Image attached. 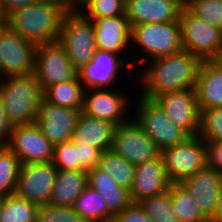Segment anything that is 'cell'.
Listing matches in <instances>:
<instances>
[{"label": "cell", "instance_id": "obj_46", "mask_svg": "<svg viewBox=\"0 0 222 222\" xmlns=\"http://www.w3.org/2000/svg\"><path fill=\"white\" fill-rule=\"evenodd\" d=\"M5 23V17L3 16L1 10H0V25Z\"/></svg>", "mask_w": 222, "mask_h": 222}, {"label": "cell", "instance_id": "obj_20", "mask_svg": "<svg viewBox=\"0 0 222 222\" xmlns=\"http://www.w3.org/2000/svg\"><path fill=\"white\" fill-rule=\"evenodd\" d=\"M89 19L94 27L96 48L120 54L124 58L122 53L131 45V27L126 15Z\"/></svg>", "mask_w": 222, "mask_h": 222}, {"label": "cell", "instance_id": "obj_43", "mask_svg": "<svg viewBox=\"0 0 222 222\" xmlns=\"http://www.w3.org/2000/svg\"><path fill=\"white\" fill-rule=\"evenodd\" d=\"M210 222H222V182L219 189L217 209L214 216L210 219Z\"/></svg>", "mask_w": 222, "mask_h": 222}, {"label": "cell", "instance_id": "obj_47", "mask_svg": "<svg viewBox=\"0 0 222 222\" xmlns=\"http://www.w3.org/2000/svg\"><path fill=\"white\" fill-rule=\"evenodd\" d=\"M30 222H41V220L39 219V217L38 216H36L32 221H30Z\"/></svg>", "mask_w": 222, "mask_h": 222}, {"label": "cell", "instance_id": "obj_22", "mask_svg": "<svg viewBox=\"0 0 222 222\" xmlns=\"http://www.w3.org/2000/svg\"><path fill=\"white\" fill-rule=\"evenodd\" d=\"M116 125L110 121L86 115L80 111L72 141L76 145L99 148L102 152L112 147Z\"/></svg>", "mask_w": 222, "mask_h": 222}, {"label": "cell", "instance_id": "obj_27", "mask_svg": "<svg viewBox=\"0 0 222 222\" xmlns=\"http://www.w3.org/2000/svg\"><path fill=\"white\" fill-rule=\"evenodd\" d=\"M85 88L78 76L74 80L50 85L43 90V99L54 105L81 111Z\"/></svg>", "mask_w": 222, "mask_h": 222}, {"label": "cell", "instance_id": "obj_21", "mask_svg": "<svg viewBox=\"0 0 222 222\" xmlns=\"http://www.w3.org/2000/svg\"><path fill=\"white\" fill-rule=\"evenodd\" d=\"M164 162L161 155L135 166V177L129 192L131 202L138 203L142 199L156 196L168 190Z\"/></svg>", "mask_w": 222, "mask_h": 222}, {"label": "cell", "instance_id": "obj_13", "mask_svg": "<svg viewBox=\"0 0 222 222\" xmlns=\"http://www.w3.org/2000/svg\"><path fill=\"white\" fill-rule=\"evenodd\" d=\"M111 150L135 165L160 155L153 140L143 132L133 118L125 124L116 126Z\"/></svg>", "mask_w": 222, "mask_h": 222}, {"label": "cell", "instance_id": "obj_25", "mask_svg": "<svg viewBox=\"0 0 222 222\" xmlns=\"http://www.w3.org/2000/svg\"><path fill=\"white\" fill-rule=\"evenodd\" d=\"M88 185L103 196L107 209L113 216L132 203L129 191L118 186L111 176L98 167L88 171Z\"/></svg>", "mask_w": 222, "mask_h": 222}, {"label": "cell", "instance_id": "obj_8", "mask_svg": "<svg viewBox=\"0 0 222 222\" xmlns=\"http://www.w3.org/2000/svg\"><path fill=\"white\" fill-rule=\"evenodd\" d=\"M137 100H139L138 109L133 120L153 140L160 152L189 137L184 130L169 119V116L154 100L146 99L140 95Z\"/></svg>", "mask_w": 222, "mask_h": 222}, {"label": "cell", "instance_id": "obj_9", "mask_svg": "<svg viewBox=\"0 0 222 222\" xmlns=\"http://www.w3.org/2000/svg\"><path fill=\"white\" fill-rule=\"evenodd\" d=\"M33 75L42 90L74 80L78 71L69 62L65 47L57 41L36 46Z\"/></svg>", "mask_w": 222, "mask_h": 222}, {"label": "cell", "instance_id": "obj_24", "mask_svg": "<svg viewBox=\"0 0 222 222\" xmlns=\"http://www.w3.org/2000/svg\"><path fill=\"white\" fill-rule=\"evenodd\" d=\"M87 185V171L58 170L48 204L61 207H73L75 200Z\"/></svg>", "mask_w": 222, "mask_h": 222}, {"label": "cell", "instance_id": "obj_2", "mask_svg": "<svg viewBox=\"0 0 222 222\" xmlns=\"http://www.w3.org/2000/svg\"><path fill=\"white\" fill-rule=\"evenodd\" d=\"M70 8L68 0H39L14 9L5 23L24 40L46 44L59 39L63 16Z\"/></svg>", "mask_w": 222, "mask_h": 222}, {"label": "cell", "instance_id": "obj_31", "mask_svg": "<svg viewBox=\"0 0 222 222\" xmlns=\"http://www.w3.org/2000/svg\"><path fill=\"white\" fill-rule=\"evenodd\" d=\"M20 167L18 157L7 146L0 147V198L15 194Z\"/></svg>", "mask_w": 222, "mask_h": 222}, {"label": "cell", "instance_id": "obj_41", "mask_svg": "<svg viewBox=\"0 0 222 222\" xmlns=\"http://www.w3.org/2000/svg\"><path fill=\"white\" fill-rule=\"evenodd\" d=\"M208 165L222 174V142L207 144Z\"/></svg>", "mask_w": 222, "mask_h": 222}, {"label": "cell", "instance_id": "obj_17", "mask_svg": "<svg viewBox=\"0 0 222 222\" xmlns=\"http://www.w3.org/2000/svg\"><path fill=\"white\" fill-rule=\"evenodd\" d=\"M129 102L131 103L128 96H124L119 91H112L108 88L88 89L84 93L81 112L92 117L110 121L118 126L130 121V117L126 119L125 114L130 109L128 107L130 106Z\"/></svg>", "mask_w": 222, "mask_h": 222}, {"label": "cell", "instance_id": "obj_45", "mask_svg": "<svg viewBox=\"0 0 222 222\" xmlns=\"http://www.w3.org/2000/svg\"><path fill=\"white\" fill-rule=\"evenodd\" d=\"M215 61L222 66V50L219 53L218 57L215 59Z\"/></svg>", "mask_w": 222, "mask_h": 222}, {"label": "cell", "instance_id": "obj_42", "mask_svg": "<svg viewBox=\"0 0 222 222\" xmlns=\"http://www.w3.org/2000/svg\"><path fill=\"white\" fill-rule=\"evenodd\" d=\"M39 0H0V10L4 17H6L14 9L27 6Z\"/></svg>", "mask_w": 222, "mask_h": 222}, {"label": "cell", "instance_id": "obj_23", "mask_svg": "<svg viewBox=\"0 0 222 222\" xmlns=\"http://www.w3.org/2000/svg\"><path fill=\"white\" fill-rule=\"evenodd\" d=\"M199 110L222 107V66L203 60L195 85Z\"/></svg>", "mask_w": 222, "mask_h": 222}, {"label": "cell", "instance_id": "obj_4", "mask_svg": "<svg viewBox=\"0 0 222 222\" xmlns=\"http://www.w3.org/2000/svg\"><path fill=\"white\" fill-rule=\"evenodd\" d=\"M58 40L77 71L92 60L97 50L92 21L74 7L63 16Z\"/></svg>", "mask_w": 222, "mask_h": 222}, {"label": "cell", "instance_id": "obj_32", "mask_svg": "<svg viewBox=\"0 0 222 222\" xmlns=\"http://www.w3.org/2000/svg\"><path fill=\"white\" fill-rule=\"evenodd\" d=\"M138 203L153 222H179L172 204L170 185L165 192L144 198Z\"/></svg>", "mask_w": 222, "mask_h": 222}, {"label": "cell", "instance_id": "obj_26", "mask_svg": "<svg viewBox=\"0 0 222 222\" xmlns=\"http://www.w3.org/2000/svg\"><path fill=\"white\" fill-rule=\"evenodd\" d=\"M86 222H112L113 215L107 209L103 196L87 185L72 207Z\"/></svg>", "mask_w": 222, "mask_h": 222}, {"label": "cell", "instance_id": "obj_39", "mask_svg": "<svg viewBox=\"0 0 222 222\" xmlns=\"http://www.w3.org/2000/svg\"><path fill=\"white\" fill-rule=\"evenodd\" d=\"M112 222H153L139 203H131L122 212L113 217Z\"/></svg>", "mask_w": 222, "mask_h": 222}, {"label": "cell", "instance_id": "obj_44", "mask_svg": "<svg viewBox=\"0 0 222 222\" xmlns=\"http://www.w3.org/2000/svg\"><path fill=\"white\" fill-rule=\"evenodd\" d=\"M71 7L77 8L84 0H68Z\"/></svg>", "mask_w": 222, "mask_h": 222}, {"label": "cell", "instance_id": "obj_3", "mask_svg": "<svg viewBox=\"0 0 222 222\" xmlns=\"http://www.w3.org/2000/svg\"><path fill=\"white\" fill-rule=\"evenodd\" d=\"M0 79V98L12 125L35 123L43 90L33 73Z\"/></svg>", "mask_w": 222, "mask_h": 222}, {"label": "cell", "instance_id": "obj_30", "mask_svg": "<svg viewBox=\"0 0 222 222\" xmlns=\"http://www.w3.org/2000/svg\"><path fill=\"white\" fill-rule=\"evenodd\" d=\"M38 206L15 194L0 198V222H30L37 216Z\"/></svg>", "mask_w": 222, "mask_h": 222}, {"label": "cell", "instance_id": "obj_14", "mask_svg": "<svg viewBox=\"0 0 222 222\" xmlns=\"http://www.w3.org/2000/svg\"><path fill=\"white\" fill-rule=\"evenodd\" d=\"M120 54H116L109 51L97 49L92 60L78 70V78L83 84L85 90L100 89L114 86L113 83L117 82V76L120 71H124L126 68L128 77L131 73L129 69L133 66V63H127L131 60H125L121 58ZM127 65V66H126ZM122 68V69H121ZM121 69V70H120ZM87 88V89H86Z\"/></svg>", "mask_w": 222, "mask_h": 222}, {"label": "cell", "instance_id": "obj_5", "mask_svg": "<svg viewBox=\"0 0 222 222\" xmlns=\"http://www.w3.org/2000/svg\"><path fill=\"white\" fill-rule=\"evenodd\" d=\"M131 45L138 46L139 48L136 49H142L141 54L146 56L137 60L133 58L134 63L147 62L176 53L182 50L180 22L148 23L132 26Z\"/></svg>", "mask_w": 222, "mask_h": 222}, {"label": "cell", "instance_id": "obj_35", "mask_svg": "<svg viewBox=\"0 0 222 222\" xmlns=\"http://www.w3.org/2000/svg\"><path fill=\"white\" fill-rule=\"evenodd\" d=\"M185 6L200 19L222 30V0H186Z\"/></svg>", "mask_w": 222, "mask_h": 222}, {"label": "cell", "instance_id": "obj_18", "mask_svg": "<svg viewBox=\"0 0 222 222\" xmlns=\"http://www.w3.org/2000/svg\"><path fill=\"white\" fill-rule=\"evenodd\" d=\"M183 0H128L125 15L130 27L139 24L179 21Z\"/></svg>", "mask_w": 222, "mask_h": 222}, {"label": "cell", "instance_id": "obj_12", "mask_svg": "<svg viewBox=\"0 0 222 222\" xmlns=\"http://www.w3.org/2000/svg\"><path fill=\"white\" fill-rule=\"evenodd\" d=\"M7 147L18 157L21 165L52 162L54 145L36 125H15Z\"/></svg>", "mask_w": 222, "mask_h": 222}, {"label": "cell", "instance_id": "obj_33", "mask_svg": "<svg viewBox=\"0 0 222 222\" xmlns=\"http://www.w3.org/2000/svg\"><path fill=\"white\" fill-rule=\"evenodd\" d=\"M198 136L207 144L222 142V107L200 111Z\"/></svg>", "mask_w": 222, "mask_h": 222}, {"label": "cell", "instance_id": "obj_37", "mask_svg": "<svg viewBox=\"0 0 222 222\" xmlns=\"http://www.w3.org/2000/svg\"><path fill=\"white\" fill-rule=\"evenodd\" d=\"M37 216L41 222H86L72 207L46 204L38 206Z\"/></svg>", "mask_w": 222, "mask_h": 222}, {"label": "cell", "instance_id": "obj_38", "mask_svg": "<svg viewBox=\"0 0 222 222\" xmlns=\"http://www.w3.org/2000/svg\"><path fill=\"white\" fill-rule=\"evenodd\" d=\"M78 149V161L81 164V171H89L98 167L102 151L96 147L76 145Z\"/></svg>", "mask_w": 222, "mask_h": 222}, {"label": "cell", "instance_id": "obj_36", "mask_svg": "<svg viewBox=\"0 0 222 222\" xmlns=\"http://www.w3.org/2000/svg\"><path fill=\"white\" fill-rule=\"evenodd\" d=\"M52 163L57 170H79L78 149L72 140L54 145Z\"/></svg>", "mask_w": 222, "mask_h": 222}, {"label": "cell", "instance_id": "obj_15", "mask_svg": "<svg viewBox=\"0 0 222 222\" xmlns=\"http://www.w3.org/2000/svg\"><path fill=\"white\" fill-rule=\"evenodd\" d=\"M154 101L169 119L189 136H196L200 127V110L195 89L161 94Z\"/></svg>", "mask_w": 222, "mask_h": 222}, {"label": "cell", "instance_id": "obj_16", "mask_svg": "<svg viewBox=\"0 0 222 222\" xmlns=\"http://www.w3.org/2000/svg\"><path fill=\"white\" fill-rule=\"evenodd\" d=\"M79 110L41 101L35 120L44 136L53 144L72 140Z\"/></svg>", "mask_w": 222, "mask_h": 222}, {"label": "cell", "instance_id": "obj_28", "mask_svg": "<svg viewBox=\"0 0 222 222\" xmlns=\"http://www.w3.org/2000/svg\"><path fill=\"white\" fill-rule=\"evenodd\" d=\"M135 164H132L113 150L102 152L98 168L111 176L115 183L130 192L134 177Z\"/></svg>", "mask_w": 222, "mask_h": 222}, {"label": "cell", "instance_id": "obj_6", "mask_svg": "<svg viewBox=\"0 0 222 222\" xmlns=\"http://www.w3.org/2000/svg\"><path fill=\"white\" fill-rule=\"evenodd\" d=\"M179 22L182 49L202 60H215L222 50V30L194 15L185 5Z\"/></svg>", "mask_w": 222, "mask_h": 222}, {"label": "cell", "instance_id": "obj_7", "mask_svg": "<svg viewBox=\"0 0 222 222\" xmlns=\"http://www.w3.org/2000/svg\"><path fill=\"white\" fill-rule=\"evenodd\" d=\"M170 183H181L208 165L207 143L198 135L160 152Z\"/></svg>", "mask_w": 222, "mask_h": 222}, {"label": "cell", "instance_id": "obj_11", "mask_svg": "<svg viewBox=\"0 0 222 222\" xmlns=\"http://www.w3.org/2000/svg\"><path fill=\"white\" fill-rule=\"evenodd\" d=\"M57 171L52 162L21 165L15 195L37 206L48 204Z\"/></svg>", "mask_w": 222, "mask_h": 222}, {"label": "cell", "instance_id": "obj_34", "mask_svg": "<svg viewBox=\"0 0 222 222\" xmlns=\"http://www.w3.org/2000/svg\"><path fill=\"white\" fill-rule=\"evenodd\" d=\"M77 9L87 18L125 15V3L121 0H84Z\"/></svg>", "mask_w": 222, "mask_h": 222}, {"label": "cell", "instance_id": "obj_1", "mask_svg": "<svg viewBox=\"0 0 222 222\" xmlns=\"http://www.w3.org/2000/svg\"><path fill=\"white\" fill-rule=\"evenodd\" d=\"M202 62L201 58L183 49L169 56L148 60L146 64L151 65L145 68L143 75L140 74L142 92L138 95L154 100L164 93L195 89Z\"/></svg>", "mask_w": 222, "mask_h": 222}, {"label": "cell", "instance_id": "obj_29", "mask_svg": "<svg viewBox=\"0 0 222 222\" xmlns=\"http://www.w3.org/2000/svg\"><path fill=\"white\" fill-rule=\"evenodd\" d=\"M170 195L179 222H210L181 183H170Z\"/></svg>", "mask_w": 222, "mask_h": 222}, {"label": "cell", "instance_id": "obj_40", "mask_svg": "<svg viewBox=\"0 0 222 222\" xmlns=\"http://www.w3.org/2000/svg\"><path fill=\"white\" fill-rule=\"evenodd\" d=\"M12 129L13 125L7 117L3 101L0 98V147L8 145Z\"/></svg>", "mask_w": 222, "mask_h": 222}, {"label": "cell", "instance_id": "obj_10", "mask_svg": "<svg viewBox=\"0 0 222 222\" xmlns=\"http://www.w3.org/2000/svg\"><path fill=\"white\" fill-rule=\"evenodd\" d=\"M35 51L36 45L24 40L6 23L1 24L0 78L33 73Z\"/></svg>", "mask_w": 222, "mask_h": 222}, {"label": "cell", "instance_id": "obj_19", "mask_svg": "<svg viewBox=\"0 0 222 222\" xmlns=\"http://www.w3.org/2000/svg\"><path fill=\"white\" fill-rule=\"evenodd\" d=\"M221 182L222 174L207 165L181 184L191 194L199 210L210 220L217 209Z\"/></svg>", "mask_w": 222, "mask_h": 222}]
</instances>
